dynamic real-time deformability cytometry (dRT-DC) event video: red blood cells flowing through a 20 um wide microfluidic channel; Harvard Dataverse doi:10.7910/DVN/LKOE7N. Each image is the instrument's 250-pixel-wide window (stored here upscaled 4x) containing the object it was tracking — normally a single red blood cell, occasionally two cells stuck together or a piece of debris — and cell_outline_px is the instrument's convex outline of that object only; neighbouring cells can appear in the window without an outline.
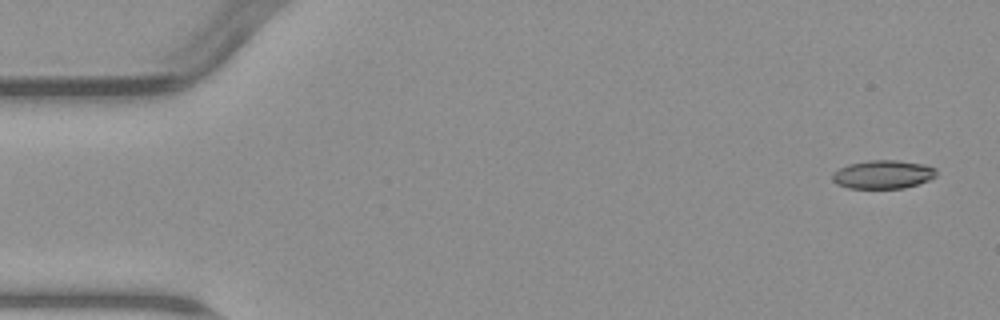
{"species": "common noctule bat (a hibernating species)", "species_latin": "Nyctalus noctula", "temperature_condition": "warm", "stored_images_in_passage": 7, "camera_frame_rate_fps": 3000, "um_per_image_px": 0.085, "animal": {"sex": "male", "body_mass_g": 23.1, "forearm_length_mm": 52.7}, "frame": {"image": 1, "passage_image": 1, "time_ms": 0.0, "image_size_px": [1000, 320], "cell_outline_px": [[936, 176], [928, 180], [904, 188], [848, 188], [836, 184], [832, 180], [832, 172], [848, 164], [868, 160], [900, 160], [924, 164], [936, 168]], "centroid_in_image_um": [75.03, 14.82], "position_along_channel_um": 10.0, "area_um2": 17.34}}
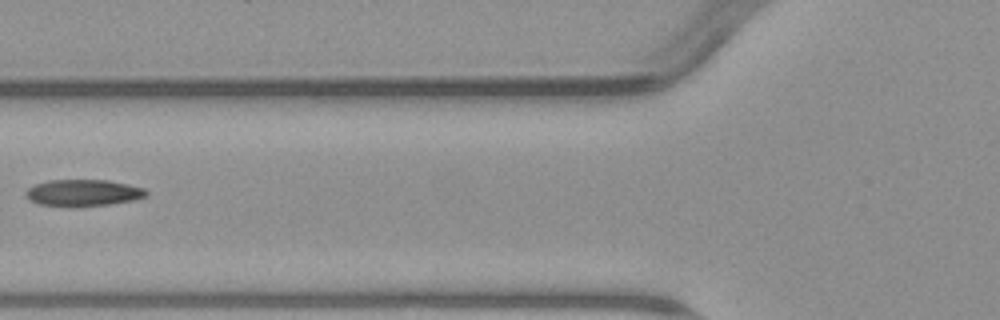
{"frame": {"image": 2, "passage_image": 6, "time_ms": 6.333, "image_size_px": [1000, 320], "cell_outline_px": [[148, 196], [136, 200], [112, 204], [76, 208], [68, 208], [36, 204], [28, 200], [24, 196], [24, 192], [28, 188], [36, 184], [48, 180], [108, 180], [144, 188], [148, 192]], "centroid_in_image_um": [7.03, 16.42], "position_along_channel_um": 118.8, "area_um2": 19.42}}
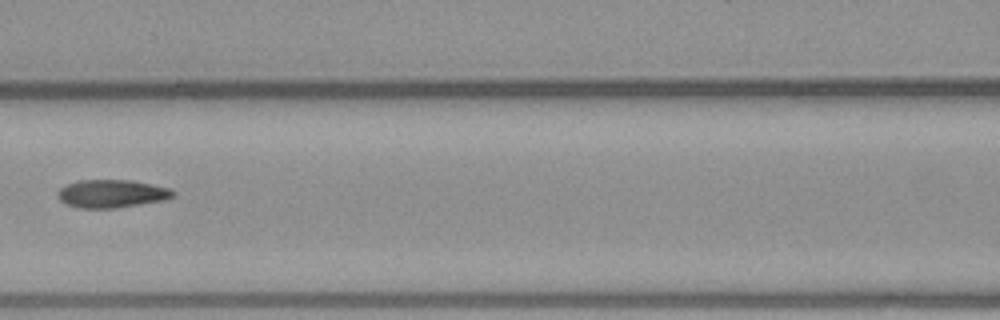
{"frame": {"image": 3, "passage_image": 7, "time_ms": 7.333, "image_size_px": [1000, 320], "cell_outline_px": [[176, 192], [172, 196], [164, 200], [116, 208], [80, 208], [64, 204], [60, 200], [56, 192], [60, 188], [68, 184], [80, 180], [132, 180], [168, 188]], "centroid_in_image_um": [9.45, 16.46], "position_along_channel_um": 157.1, "area_um2": 18.73}}